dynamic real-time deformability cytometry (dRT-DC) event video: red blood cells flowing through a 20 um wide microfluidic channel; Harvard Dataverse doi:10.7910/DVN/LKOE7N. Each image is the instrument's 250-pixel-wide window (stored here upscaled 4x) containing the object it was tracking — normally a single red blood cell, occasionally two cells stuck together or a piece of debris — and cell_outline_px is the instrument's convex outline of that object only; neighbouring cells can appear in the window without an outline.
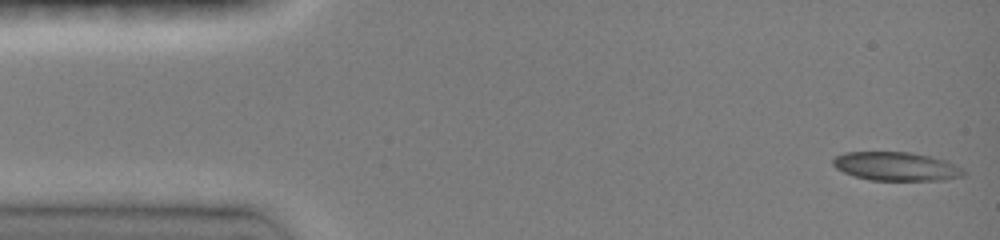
{"species": "common noctule bat (a hibernating species)", "species_latin": "Nyctalus noctula", "temperature_condition": "room temperature", "stored_images_in_passage": 46, "camera_frame_rate_fps": 3000, "um_per_image_px": 0.085, "animal": {"sex": "female", "body_mass_g": 19.0, "forearm_length_mm": 51.5}, "frame": {"image": 1, "passage_image": 1, "time_ms": 0.0, "image_size_px": [1000, 240], "cell_outline_px": [[964, 176], [944, 180], [868, 180], [844, 172], [836, 168], [832, 164], [832, 160], [836, 156], [844, 152], [908, 152], [928, 156], [944, 160], [960, 168], [964, 172]], "centroid_in_image_um": [76.13, 14.14], "position_along_channel_um": 8.9, "area_um2": 21.56}}
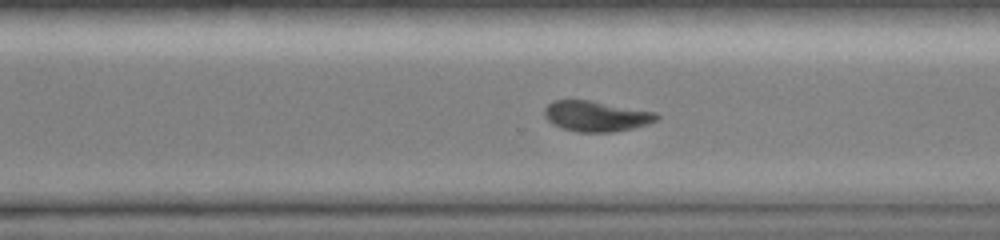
{"frame": {"image": 2, "passage_image": 32, "time_ms": 10.333, "image_size_px": [1000, 240], "cell_outline_px": [[660, 116], [656, 120], [648, 124], [632, 128], [612, 132], [580, 132], [564, 128], [552, 124], [544, 116], [544, 108], [552, 100], [588, 100], [656, 112]], "centroid_in_image_um": [50.66, 9.87], "position_along_channel_um": 319.9, "area_um2": 19.83}}
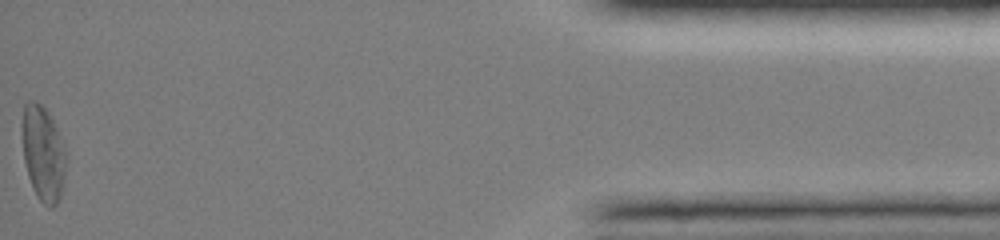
{"frame": {"image": 3, "passage_image": 46, "time_ms": 15.0, "image_size_px": [1000, 240], "cell_outline_px": [[68, 160], [64, 180], [60, 196], [56, 204], [52, 208], [48, 208], [36, 196], [28, 176], [24, 160], [20, 128], [24, 104], [28, 100], [36, 100], [48, 112], [52, 120], [64, 148]], "centroid_in_image_um": [3.64, 13.03], "position_along_channel_um": 431.6, "area_um2": 24.68}, "authors_computed_cell_mechanics": {"area_um2": 20.8947, "velocity_mm_per_s": 4.1049, "shape_relaxation_time_tau1_ms": 2.8893, "shape_relaxation_time_tau2_ms": 6.1521, "deformation_change_tau1": 0.1408, "deformation_change_tau2": 0.1319}}